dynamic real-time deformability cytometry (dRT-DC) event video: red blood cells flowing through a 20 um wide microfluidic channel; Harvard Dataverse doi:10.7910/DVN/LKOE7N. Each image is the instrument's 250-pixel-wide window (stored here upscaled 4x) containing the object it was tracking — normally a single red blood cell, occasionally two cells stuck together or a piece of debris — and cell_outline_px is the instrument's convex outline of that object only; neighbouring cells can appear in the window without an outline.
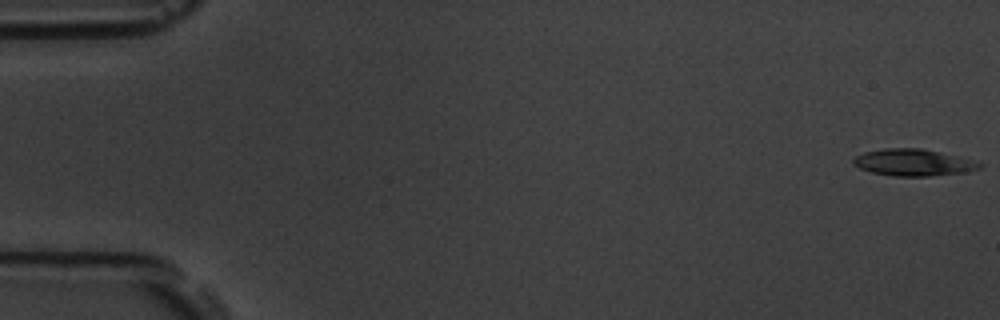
{"species": "common noctule bat (a hibernating species)", "species_latin": "Nyctalus noctula", "temperature_condition": "room temperature", "stored_images_in_passage": 8, "camera_frame_rate_fps": 3000, "um_per_image_px": 0.085, "animal": {"sex": "male", "body_mass_g": 19.5, "forearm_length_mm": 54.6}, "frame": {"image": 1, "passage_image": 1, "time_ms": 0.0, "image_size_px": [1000, 320], "cell_outline_px": [[984, 164], [980, 168], [968, 172], [928, 176], [892, 176], [872, 172], [860, 168], [852, 164], [852, 160], [856, 156], [864, 152], [884, 148], [920, 148], [972, 160]], "centroid_in_image_um": [77.6, 13.82], "position_along_channel_um": 7.4, "area_um2": 19.54}}